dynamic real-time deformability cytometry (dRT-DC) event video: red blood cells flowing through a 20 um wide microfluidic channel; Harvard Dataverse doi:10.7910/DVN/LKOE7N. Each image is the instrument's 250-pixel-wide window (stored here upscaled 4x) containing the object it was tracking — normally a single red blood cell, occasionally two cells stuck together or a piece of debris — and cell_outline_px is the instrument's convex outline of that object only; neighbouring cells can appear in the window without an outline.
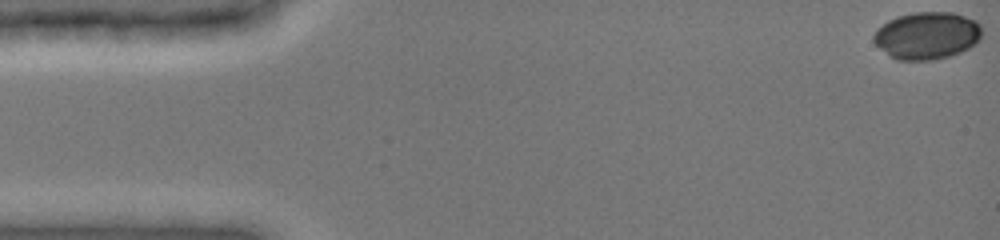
{"species": "common noctule bat (a hibernating species)", "species_latin": "Nyctalus noctula", "temperature_condition": "cold", "stored_images_in_passage": 4, "camera_frame_rate_fps": 3000, "um_per_image_px": 0.085, "animal": {"sex": "female", "body_mass_g": 19.0, "forearm_length_mm": 51.5}, "frame": {"image": 1, "passage_image": 1, "time_ms": 0.0, "image_size_px": [1000, 240], "cell_outline_px": [[980, 40], [976, 44], [960, 52], [936, 60], [896, 60], [876, 44], [872, 40], [872, 36], [888, 20], [896, 16], [912, 12], [952, 12], [976, 20], [980, 24]], "centroid_in_image_um": [78.81, 3.02], "position_along_channel_um": 6.2, "area_um2": 29.77}}